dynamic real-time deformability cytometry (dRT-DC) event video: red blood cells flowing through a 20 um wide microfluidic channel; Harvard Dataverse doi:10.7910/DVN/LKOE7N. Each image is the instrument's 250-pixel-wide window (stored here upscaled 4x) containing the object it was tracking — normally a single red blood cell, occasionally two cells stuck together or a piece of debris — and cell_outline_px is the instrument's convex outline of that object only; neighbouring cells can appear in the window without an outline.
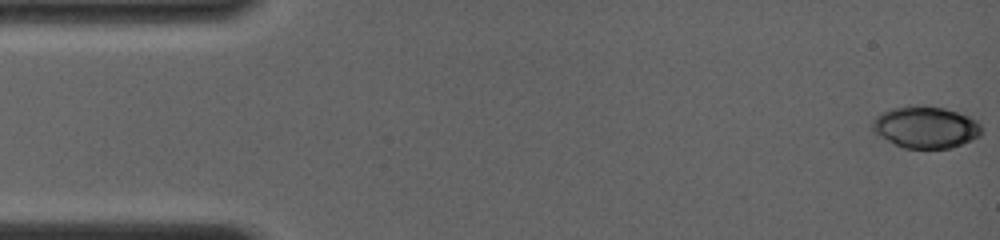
{"species": "common noctule bat (a hibernating species)", "species_latin": "Nyctalus noctula", "temperature_condition": "room temperature", "stored_images_in_passage": 10, "camera_frame_rate_fps": 4000, "um_per_image_px": 0.085, "animal": {"sex": "female", "body_mass_g": 19.0, "forearm_length_mm": 56.7}, "frame": {"image": 1, "passage_image": 1, "time_ms": 0.0, "image_size_px": [1000, 240], "cell_outline_px": [[980, 136], [972, 140], [952, 148], [904, 148], [872, 132], [872, 120], [880, 112], [892, 108], [944, 108], [968, 116], [976, 120], [980, 124]], "centroid_in_image_um": [78.67, 10.85], "position_along_channel_um": 6.3, "area_um2": 25.89}}
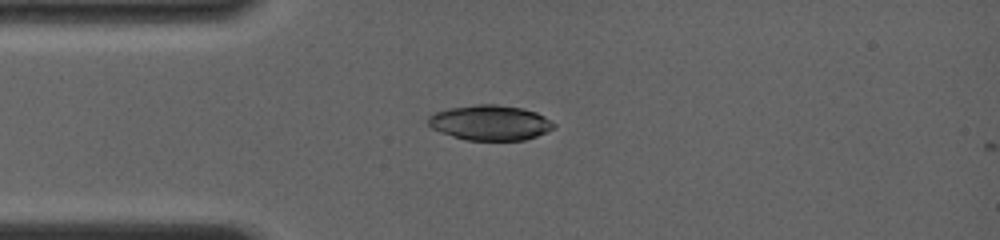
{"frame": {"image": 2, "passage_image": 9, "time_ms": 3.75, "image_size_px": [1000, 240], "cell_outline_px": [[556, 124], [552, 128], [536, 136], [524, 140], [468, 140], [452, 136], [440, 132], [432, 128], [428, 124], [428, 116], [436, 112], [448, 108], [476, 104], [496, 104], [524, 108], [536, 112], [544, 116]], "centroid_in_image_um": [41.64, 10.42], "position_along_channel_um": 43.4, "area_um2": 25.66}}